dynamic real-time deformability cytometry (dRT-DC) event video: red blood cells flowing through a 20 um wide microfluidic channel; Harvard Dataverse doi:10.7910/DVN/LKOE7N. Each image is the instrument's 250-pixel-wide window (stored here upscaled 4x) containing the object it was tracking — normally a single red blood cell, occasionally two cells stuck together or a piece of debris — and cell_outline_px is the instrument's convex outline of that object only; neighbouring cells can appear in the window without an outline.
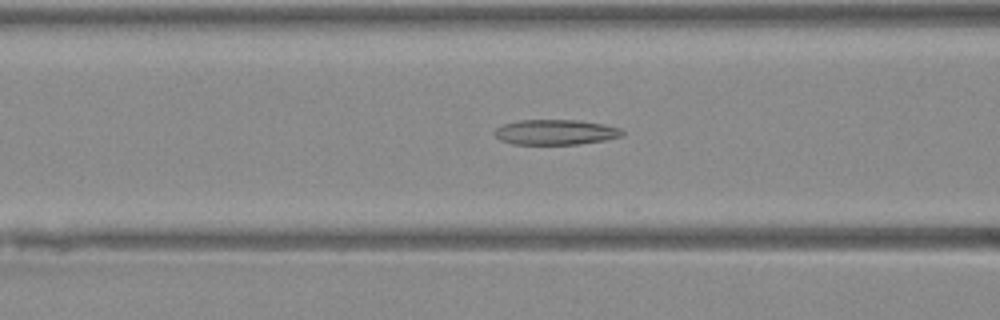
{"species": "Egyptian fruit bat (a non-hibernating species)", "species_latin": "Rousettus aegyptiacus", "temperature_condition": "warm", "stored_images_in_passage": 23, "camera_frame_rate_fps": 3000, "um_per_image_px": 0.085, "animal": {"sex": "female"}, "frame": {"image": 1, "passage_image": 12, "time_ms": 3.667, "image_size_px": [1000, 320], "cell_outline_px": [[624, 136], [604, 140], [576, 144], [512, 144], [500, 140], [492, 132], [496, 128], [504, 124], [520, 120], [576, 120], [604, 124], [620, 128], [624, 132]], "centroid_in_image_um": [47.21, 11.23], "position_along_channel_um": 119.4, "area_um2": 18.73}}
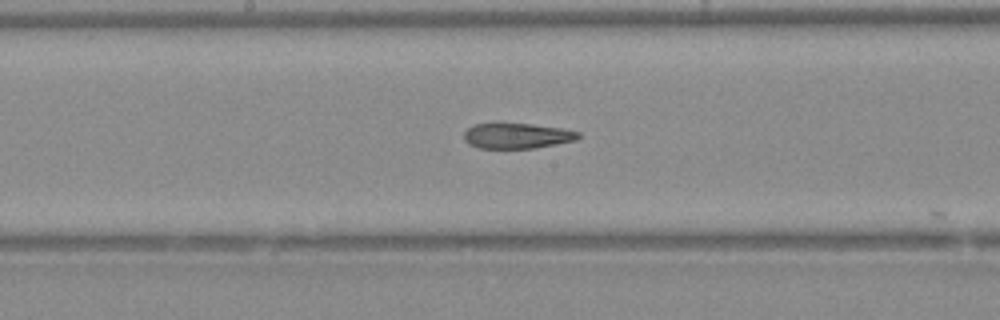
{"frame": {"image": 2, "passage_image": 18, "time_ms": 5.667, "image_size_px": [1000, 320], "cell_outline_px": [[580, 136], [576, 140], [536, 148], [480, 148], [468, 144], [464, 140], [464, 132], [468, 128], [476, 124], [496, 120], [532, 124], [560, 128], [580, 132]], "centroid_in_image_um": [43.89, 11.5], "position_along_channel_um": 204.3, "area_um2": 17.57}}
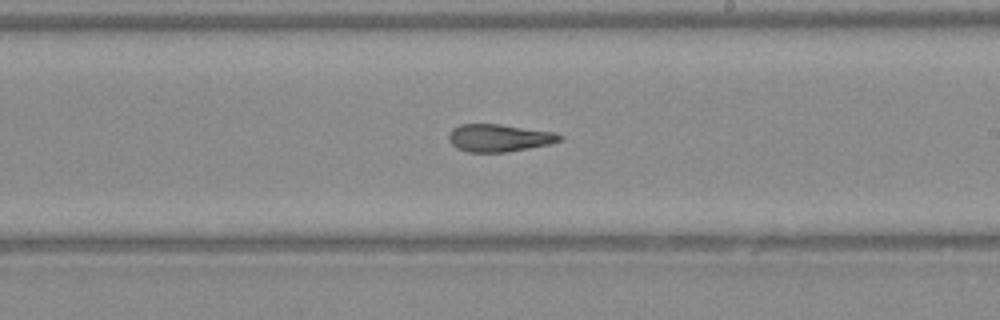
{"frame": {"image": 3, "passage_image": 21, "time_ms": 6.667, "image_size_px": [1000, 320], "cell_outline_px": [[560, 140], [552, 144], [508, 152], [468, 152], [456, 148], [448, 140], [448, 136], [452, 128], [460, 124], [500, 124], [556, 132], [560, 136]], "centroid_in_image_um": [42.4, 11.72], "position_along_channel_um": 246.6, "area_um2": 17.92}}